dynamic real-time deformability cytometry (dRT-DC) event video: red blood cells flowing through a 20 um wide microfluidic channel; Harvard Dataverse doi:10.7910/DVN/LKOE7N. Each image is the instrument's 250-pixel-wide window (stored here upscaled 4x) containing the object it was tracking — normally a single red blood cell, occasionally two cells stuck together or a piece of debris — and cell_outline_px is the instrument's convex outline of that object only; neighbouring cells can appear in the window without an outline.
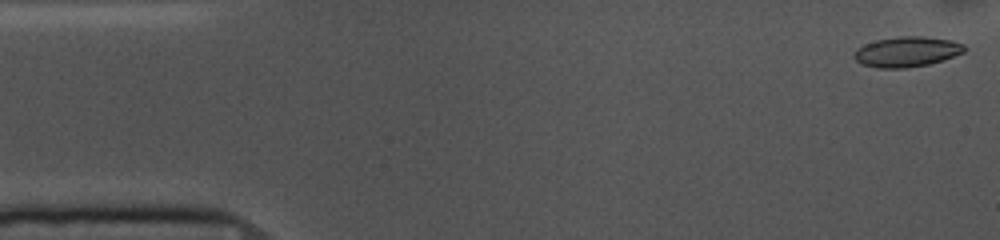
{"species": "common noctule bat (a hibernating species)", "species_latin": "Nyctalus noctula", "temperature_condition": "cold", "stored_images_in_passage": 53, "camera_frame_rate_fps": 3000, "um_per_image_px": 0.085, "animal": {"sex": "female", "body_mass_g": 10.0, "forearm_length_mm": 53.1}, "frame": {"image": 1, "passage_image": 1, "time_ms": 0.0, "image_size_px": [1000, 240], "cell_outline_px": [[964, 52], [944, 60], [928, 64], [904, 68], [880, 68], [860, 64], [852, 56], [856, 48], [864, 44], [876, 40], [900, 36], [924, 36], [952, 40], [964, 44]], "centroid_in_image_um": [77.06, 4.39], "position_along_channel_um": 7.9, "area_um2": 19.54}}
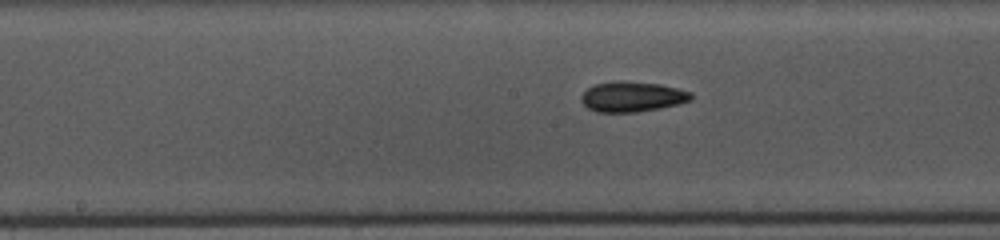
{"frame": {"image": 2, "passage_image": 25, "time_ms": 8.0, "image_size_px": [1000, 240], "cell_outline_px": [[692, 100], [660, 108], [636, 112], [596, 112], [588, 108], [580, 100], [580, 96], [588, 88], [596, 84], [620, 80], [624, 80], [660, 84], [692, 92]], "centroid_in_image_um": [53.72, 8.21], "position_along_channel_um": 194.5, "area_um2": 19.36}}
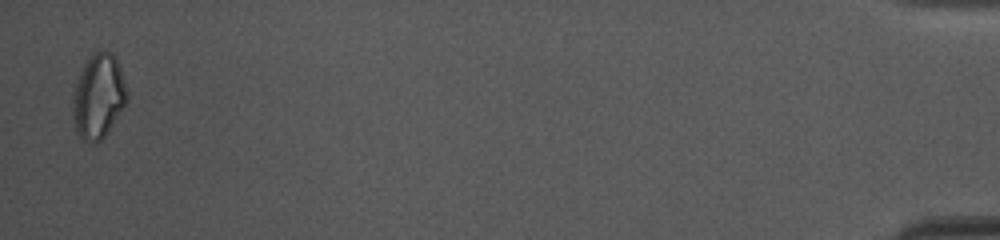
{"frame": {"image": 3, "passage_image": 52, "time_ms": 17.0, "image_size_px": [1000, 240], "cell_outline_px": [[128, 100], [104, 136], [100, 140], [88, 144], [76, 132], [72, 116], [72, 104], [76, 84], [80, 72], [84, 64], [92, 52], [100, 48], [112, 52], [116, 56], [128, 92]], "centroid_in_image_um": [8.36, 8.14], "position_along_channel_um": 426.8, "area_um2": 26.82}, "authors_computed_cell_mechanics": {"area_um2": 19.1896, "velocity_mm_per_s": 3.6711, "shape_relaxation_time_tau1_ms": 4.3629, "shape_relaxation_time_tau2_ms": 3.9605, "deformation_change_tau1": 0.1179, "deformation_change_tau2": 0.0936}}